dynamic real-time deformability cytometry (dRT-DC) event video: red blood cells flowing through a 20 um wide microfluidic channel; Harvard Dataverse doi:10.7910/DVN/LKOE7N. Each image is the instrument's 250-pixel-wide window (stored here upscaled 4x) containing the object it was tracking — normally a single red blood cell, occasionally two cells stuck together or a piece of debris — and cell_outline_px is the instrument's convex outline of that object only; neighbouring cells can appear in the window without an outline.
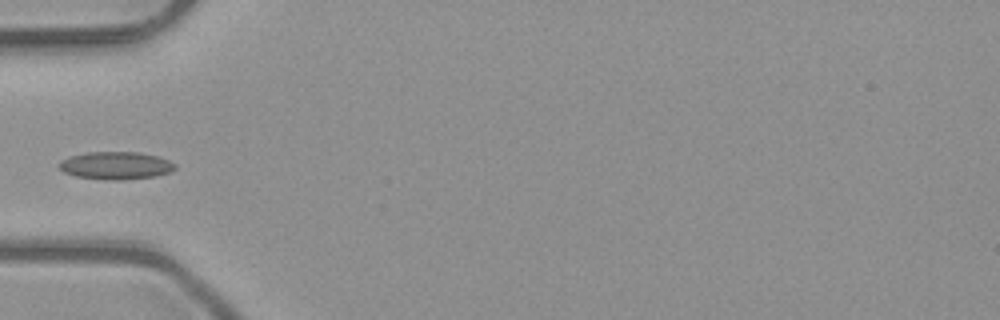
{"species": "common noctule bat (a hibernating species)", "species_latin": "Nyctalus noctula", "temperature_condition": "room temperature", "stored_images_in_passage": 6, "camera_frame_rate_fps": 3000, "um_per_image_px": 0.085, "animal": {"sex": "male", "body_mass_g": 23.1, "forearm_length_mm": 52.7}, "frame": {"image": 1, "passage_image": 5, "time_ms": 1.333, "image_size_px": [1000, 320], "cell_outline_px": [[176, 168], [168, 172], [156, 176], [124, 180], [104, 180], [76, 176], [64, 172], [56, 164], [60, 160], [68, 156], [88, 152], [140, 152], [160, 156], [176, 164]], "centroid_in_image_um": [9.83, 14.06], "position_along_channel_um": 75.2, "area_um2": 18.96}}
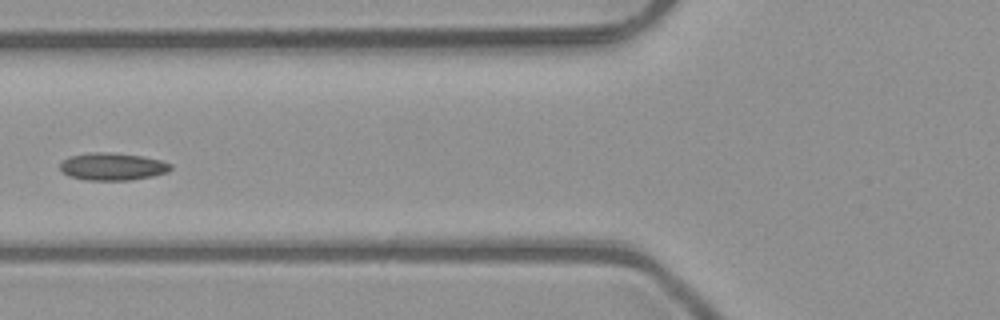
{"frame": {"image": 2, "passage_image": 6, "time_ms": 1.667, "image_size_px": [1000, 320], "cell_outline_px": [[172, 168], [168, 172], [152, 176], [132, 180], [84, 180], [68, 176], [60, 172], [60, 164], [68, 156], [88, 152], [116, 152], [144, 156], [160, 160], [172, 164]], "centroid_in_image_um": [9.54, 14.15], "position_along_channel_um": 116.3, "area_um2": 18.09}}